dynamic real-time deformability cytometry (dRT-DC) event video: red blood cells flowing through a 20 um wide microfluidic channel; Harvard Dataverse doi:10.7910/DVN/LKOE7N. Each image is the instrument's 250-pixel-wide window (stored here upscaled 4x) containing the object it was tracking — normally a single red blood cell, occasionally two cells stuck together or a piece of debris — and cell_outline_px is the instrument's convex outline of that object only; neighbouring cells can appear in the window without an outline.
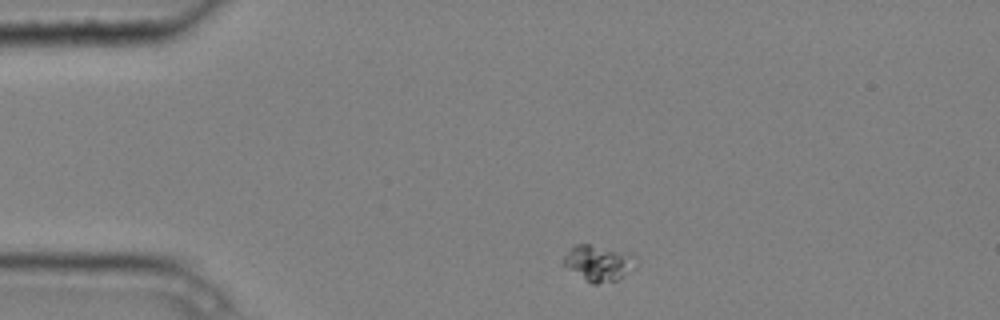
{"species": "common noctule bat (a hibernating species)", "species_latin": "Nyctalus noctula", "temperature_condition": "cold", "stored_images_in_passage": 7, "camera_frame_rate_fps": 3000, "um_per_image_px": 0.085, "animal": {"sex": "male", "body_mass_g": 20.4}, "frame": {"image": 1, "passage_image": 1, "time_ms": 0.0, "image_size_px": [1000, 320], "cell_outline_px": [[636, 256], [624, 276], [616, 280], [596, 284], [592, 284], [568, 268], [564, 264], [564, 256], [576, 244], [588, 244]], "centroid_in_image_um": [50.81, 22.37], "position_along_channel_um": 34.2, "area_um2": 14.1}}
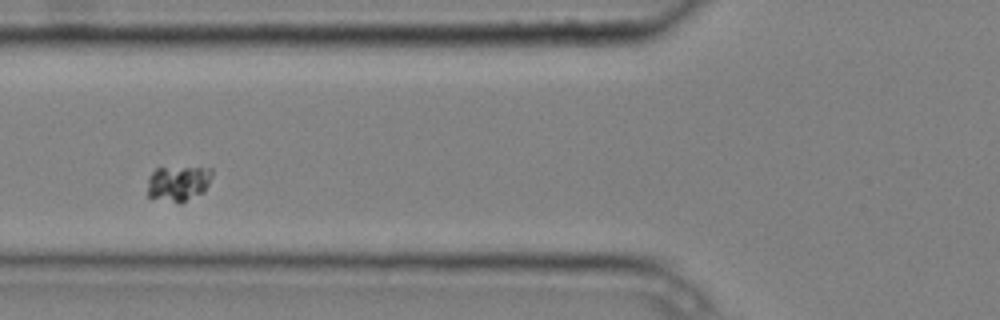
{"frame": {"image": 2, "passage_image": 4, "time_ms": 1.0, "image_size_px": [1000, 320], "cell_outline_px": [[212, 176], [204, 192], [180, 204], [176, 204], [148, 196], [148, 176], [156, 168], [212, 168]], "centroid_in_image_um": [15.14, 15.61], "position_along_channel_um": 110.7, "area_um2": 13.41}}
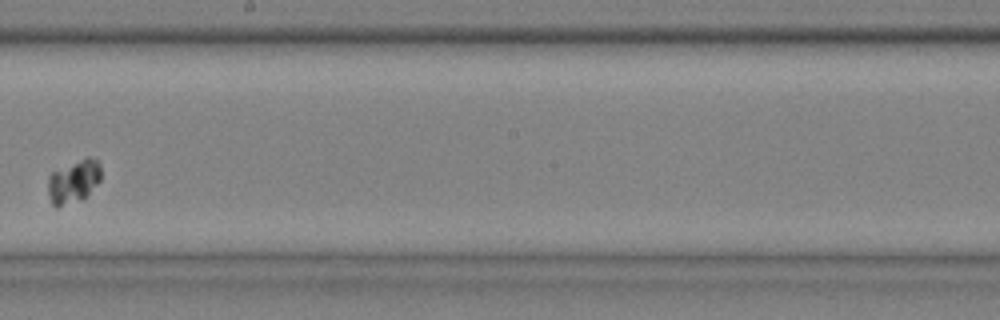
{"frame": {"image": 3, "passage_image": 7, "time_ms": 2.0, "image_size_px": [1000, 320], "cell_outline_px": [[100, 180], [80, 200], [56, 208], [52, 204], [48, 192], [48, 176], [52, 172], [84, 156], [96, 156], [100, 164]], "centroid_in_image_um": [6.25, 15.37], "position_along_channel_um": 241.9, "area_um2": 13.41}}